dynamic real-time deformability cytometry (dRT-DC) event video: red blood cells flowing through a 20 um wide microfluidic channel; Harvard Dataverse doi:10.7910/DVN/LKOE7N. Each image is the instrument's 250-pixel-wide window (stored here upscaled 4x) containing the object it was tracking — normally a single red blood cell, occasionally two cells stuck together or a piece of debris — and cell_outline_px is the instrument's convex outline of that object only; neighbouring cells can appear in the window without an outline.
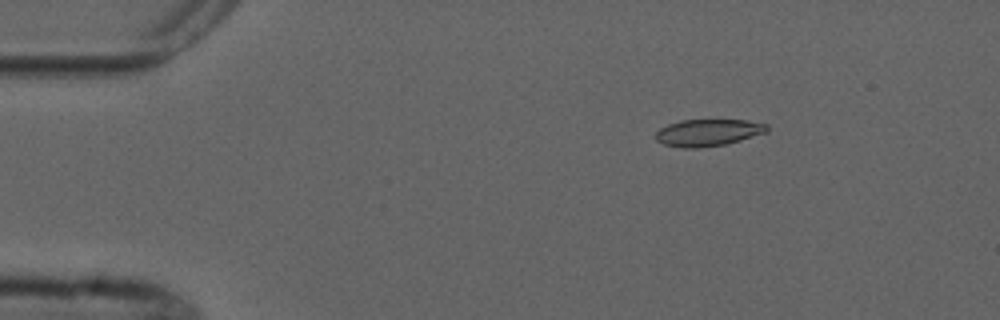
{"species": "common noctule bat (a hibernating species)", "species_latin": "Nyctalus noctula", "temperature_condition": "cold", "stored_images_in_passage": 4, "camera_frame_rate_fps": 3000, "um_per_image_px": 0.085, "animal": {"sex": "male", "forearm_length_mm": 52.5}, "frame": {"image": 1, "passage_image": 2, "time_ms": 2.667, "image_size_px": [1000, 320], "cell_outline_px": [[768, 132], [740, 140], [724, 144], [696, 148], [684, 148], [664, 144], [656, 140], [656, 132], [660, 128], [668, 124], [680, 120], [748, 120], [768, 124]], "centroid_in_image_um": [60.2, 11.26], "position_along_channel_um": 24.8, "area_um2": 17.4}}